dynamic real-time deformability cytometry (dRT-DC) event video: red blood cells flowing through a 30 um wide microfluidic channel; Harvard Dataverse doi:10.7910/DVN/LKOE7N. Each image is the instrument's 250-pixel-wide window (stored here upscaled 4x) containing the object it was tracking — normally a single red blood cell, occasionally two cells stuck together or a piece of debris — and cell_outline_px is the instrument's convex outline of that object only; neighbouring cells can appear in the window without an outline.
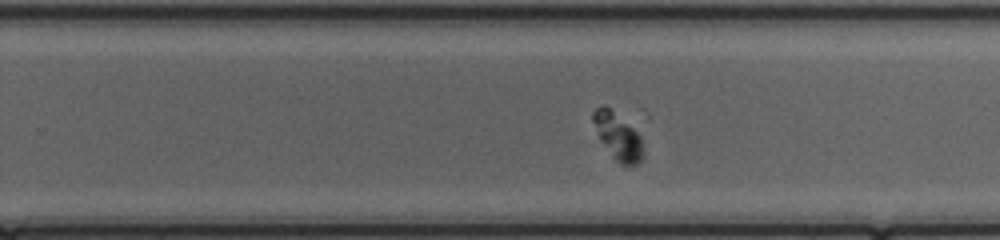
{"species": "common noctule bat (a hibernating species)", "species_latin": "Nyctalus noctula", "temperature_condition": "cold", "stored_images_in_passage": 43, "camera_frame_rate_fps": 3000, "um_per_image_px": 0.085, "animal": {"sex": "female", "body_mass_g": 20.0, "forearm_length_mm": 54.0}, "frame": {"image": 1, "passage_image": 25, "time_ms": 8.0, "image_size_px": [1000, 240], "cell_outline_px": [[644, 156], [636, 164], [620, 164], [612, 156], [600, 140], [592, 120], [592, 112], [600, 104], [604, 104], [632, 128], [640, 136], [644, 152]], "centroid_in_image_um": [52.49, 11.58], "position_along_channel_um": 277.3, "area_um2": 13.29}}
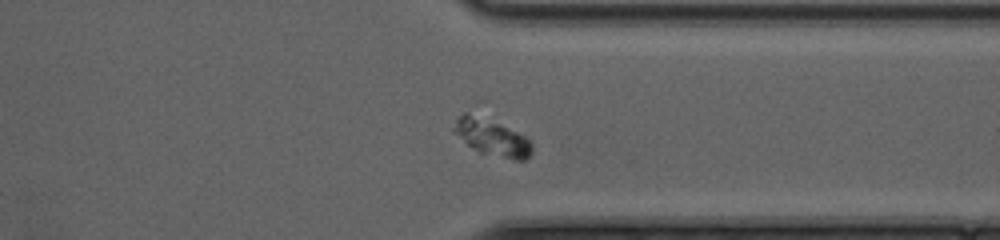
{"frame": {"image": 2, "passage_image": 32, "time_ms": 10.333, "image_size_px": [1000, 240], "cell_outline_px": [[532, 152], [524, 160], [516, 160], [480, 152], [468, 144], [452, 132], [452, 128], [456, 120], [464, 112], [468, 112], [528, 136], [532, 144]], "centroid_in_image_um": [41.82, 11.69], "position_along_channel_um": 369.6, "area_um2": 16.3}}
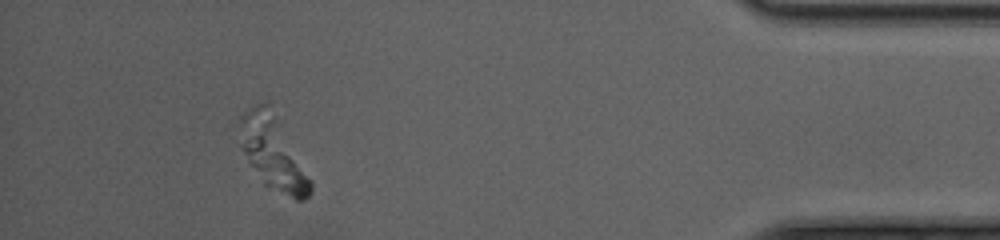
{"frame": {"image": 3, "passage_image": 39, "time_ms": 12.667, "image_size_px": [1000, 240], "cell_outline_px": [[312, 188], [308, 196], [300, 200], [296, 200], [264, 184], [248, 160], [244, 152], [240, 120], [240, 116], [252, 104], [264, 100], [312, 184]], "centroid_in_image_um": [23.16, 13.02], "position_along_channel_um": 412.0, "area_um2": 27.86}}